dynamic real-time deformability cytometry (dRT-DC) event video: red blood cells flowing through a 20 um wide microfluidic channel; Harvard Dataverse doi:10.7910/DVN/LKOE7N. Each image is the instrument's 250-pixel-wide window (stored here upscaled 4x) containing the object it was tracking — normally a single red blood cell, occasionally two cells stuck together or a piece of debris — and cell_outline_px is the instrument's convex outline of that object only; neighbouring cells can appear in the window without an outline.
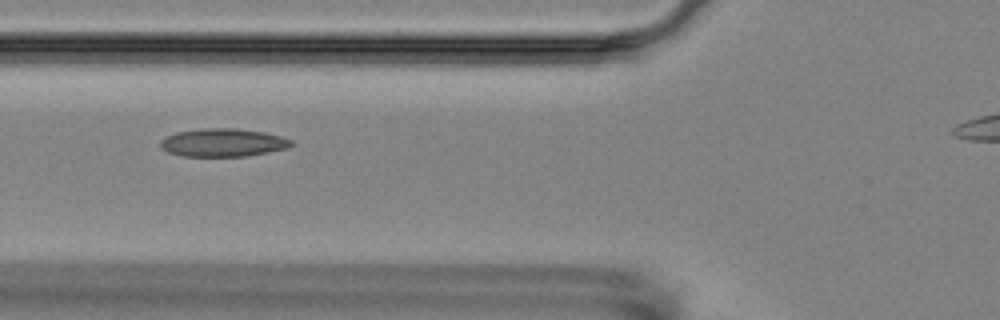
{"species": "Egyptian fruit bat (a non-hibernating species)", "species_latin": "Rousettus aegyptiacus", "temperature_condition": "room temperature", "stored_images_in_passage": 5, "segment_of_instrument_passage": [1, 2], "camera_frame_rate_fps": 3000, "um_per_image_px": 0.085, "animal": {"sex": "female"}, "frame": {"image": 1, "passage_image": 4, "time_ms": 4.333, "image_size_px": [1000, 320], "cell_outline_px": [[292, 144], [288, 148], [248, 156], [184, 156], [168, 152], [160, 148], [160, 140], [176, 132], [200, 128], [236, 128], [264, 132], [280, 136], [292, 140]], "centroid_in_image_um": [18.94, 12.12], "position_along_channel_um": 106.9, "area_um2": 21.44}}